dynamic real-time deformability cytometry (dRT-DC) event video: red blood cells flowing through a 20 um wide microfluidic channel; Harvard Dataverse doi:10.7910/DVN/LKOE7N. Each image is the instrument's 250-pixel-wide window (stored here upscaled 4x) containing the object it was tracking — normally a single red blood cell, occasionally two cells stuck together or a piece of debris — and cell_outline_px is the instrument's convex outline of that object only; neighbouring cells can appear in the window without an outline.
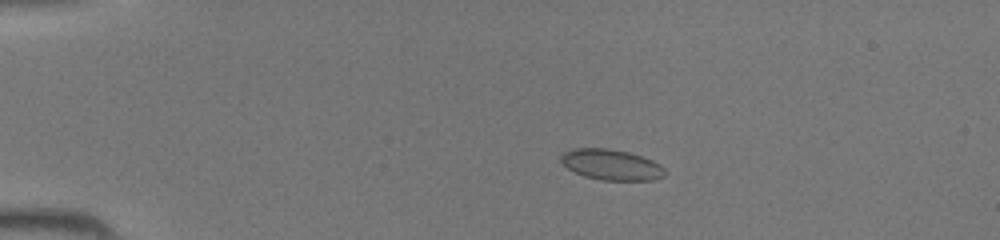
{"species": "common noctule bat (a hibernating species)", "species_latin": "Nyctalus noctula", "temperature_condition": "room temperature", "stored_images_in_passage": 45, "camera_frame_rate_fps": 3000, "um_per_image_px": 0.085, "animal": {"sex": "female", "body_mass_g": 19.5, "forearm_length_mm": 54.1}, "frame": {"image": 1, "passage_image": 10, "time_ms": 3.0, "image_size_px": [1000, 240], "cell_outline_px": [[668, 172], [664, 176], [652, 180], [600, 180], [584, 176], [568, 168], [560, 160], [560, 156], [564, 152], [572, 148], [608, 148], [628, 152], [652, 160], [660, 164]], "centroid_in_image_um": [51.97, 14.0], "position_along_channel_um": 33.0, "area_um2": 18.61}}
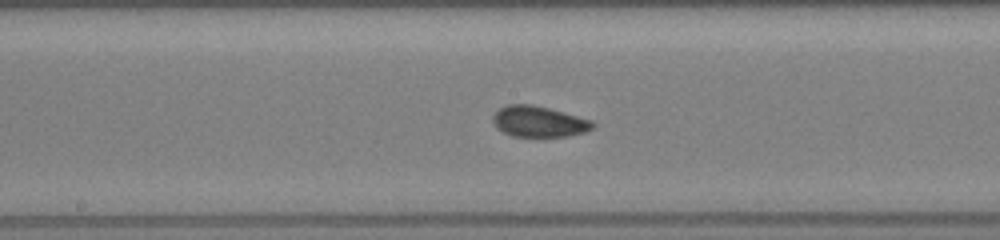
{"frame": {"image": 2, "passage_image": 25, "time_ms": 8.0, "image_size_px": [1000, 240], "cell_outline_px": [[596, 124], [592, 128], [584, 132], [568, 136], [544, 140], [512, 136], [496, 128], [492, 120], [492, 116], [500, 108], [508, 104], [532, 104], [548, 108], [592, 120]], "centroid_in_image_um": [45.79, 10.38], "position_along_channel_um": 202.4, "area_um2": 18.67}}
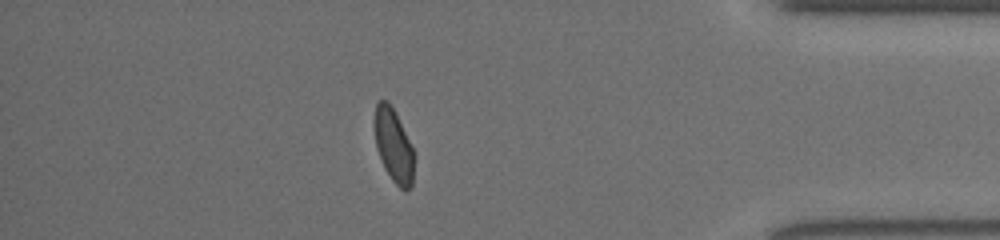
{"frame": {"image": 3, "passage_image": 40, "time_ms": 13.0, "image_size_px": [1000, 240], "cell_outline_px": [[416, 156], [412, 188], [404, 192], [392, 180], [384, 168], [376, 148], [372, 124], [376, 104], [380, 100], [388, 100]], "centroid_in_image_um": [33.44, 12.43], "position_along_channel_um": 401.8, "area_um2": 17.28}}